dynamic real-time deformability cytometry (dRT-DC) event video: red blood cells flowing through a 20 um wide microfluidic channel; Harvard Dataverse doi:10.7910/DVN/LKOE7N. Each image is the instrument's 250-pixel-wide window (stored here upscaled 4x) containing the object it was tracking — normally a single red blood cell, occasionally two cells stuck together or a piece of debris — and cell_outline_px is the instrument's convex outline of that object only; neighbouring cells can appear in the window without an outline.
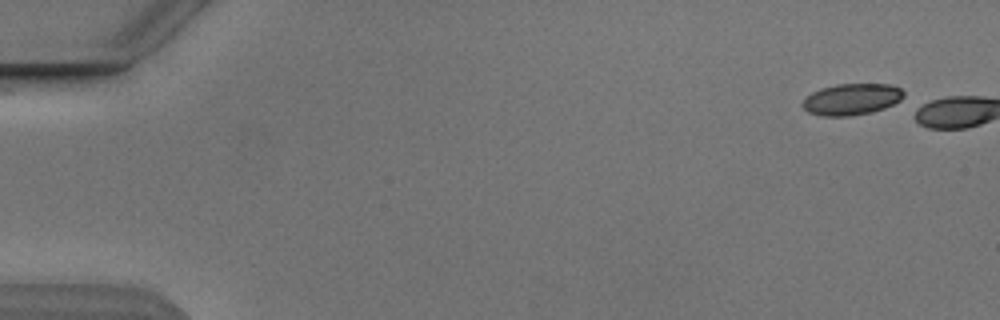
{"species": "Egyptian fruit bat (a non-hibernating species)", "species_latin": "Rousettus aegyptiacus", "temperature_condition": "cold", "stored_images_in_passage": 2, "camera_frame_rate_fps": 3000, "um_per_image_px": 0.085, "animal": {"sex": "male"}, "frame": {"image": 1, "passage_image": 1, "time_ms": 0.0, "image_size_px": [1000, 320], "cell_outline_px": [[904, 96], [900, 100], [884, 108], [872, 112], [848, 116], [820, 116], [808, 112], [800, 104], [812, 92], [820, 88], [836, 84], [892, 84], [900, 88], [904, 92]], "centroid_in_image_um": [72.38, 8.43], "position_along_channel_um": 12.6, "area_um2": 18.55}}